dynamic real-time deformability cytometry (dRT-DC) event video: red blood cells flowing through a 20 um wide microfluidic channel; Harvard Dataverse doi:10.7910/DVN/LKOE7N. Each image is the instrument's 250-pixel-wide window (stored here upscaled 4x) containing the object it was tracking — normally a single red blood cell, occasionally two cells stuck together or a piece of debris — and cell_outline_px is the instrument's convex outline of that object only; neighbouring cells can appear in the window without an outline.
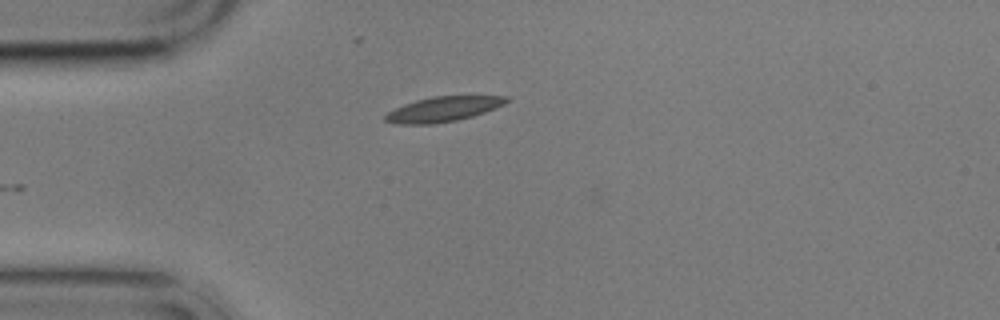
{"species": "common noctule bat (a hibernating species)", "species_latin": "Nyctalus noctula", "temperature_condition": "cold", "stored_images_in_passage": 5, "camera_frame_rate_fps": 3000, "um_per_image_px": 0.085, "animal": {"sex": "male", "body_mass_g": 17.9}, "frame": {"image": 1, "passage_image": 5, "time_ms": 4.667, "image_size_px": [1000, 320], "cell_outline_px": [[508, 100], [504, 104], [484, 112], [472, 116], [456, 120], [432, 124], [396, 124], [384, 120], [384, 116], [388, 112], [404, 104], [416, 100], [432, 96], [508, 96]], "centroid_in_image_um": [37.63, 9.28], "position_along_channel_um": 47.4, "area_um2": 17.4}}